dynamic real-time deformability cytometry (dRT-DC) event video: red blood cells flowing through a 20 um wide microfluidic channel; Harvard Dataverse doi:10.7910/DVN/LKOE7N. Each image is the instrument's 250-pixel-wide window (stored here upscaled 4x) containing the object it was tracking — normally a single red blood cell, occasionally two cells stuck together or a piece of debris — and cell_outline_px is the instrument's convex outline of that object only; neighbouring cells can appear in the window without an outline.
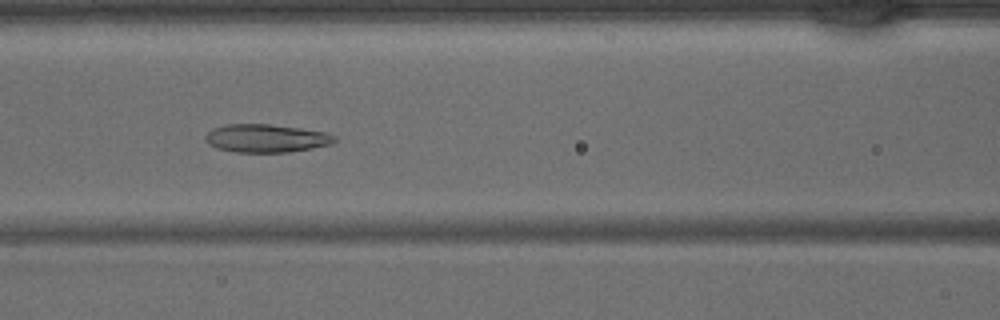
{"species": "common noctule bat (a hibernating species)", "species_latin": "Nyctalus noctula", "temperature_condition": "warm", "stored_images_in_passage": 36, "camera_frame_rate_fps": 3000, "um_per_image_px": 0.085, "animal": {"sex": "male", "body_mass_g": 15.6}, "frame": {"image": 1, "passage_image": 17, "time_ms": 5.333, "image_size_px": [1000, 320], "cell_outline_px": [[336, 140], [332, 144], [312, 148], [288, 152], [236, 152], [216, 148], [208, 144], [204, 140], [204, 136], [212, 128], [224, 124], [268, 124], [300, 128], [328, 132], [336, 136]], "centroid_in_image_um": [22.61, 11.75], "position_along_channel_um": 144.0, "area_um2": 21.39}}
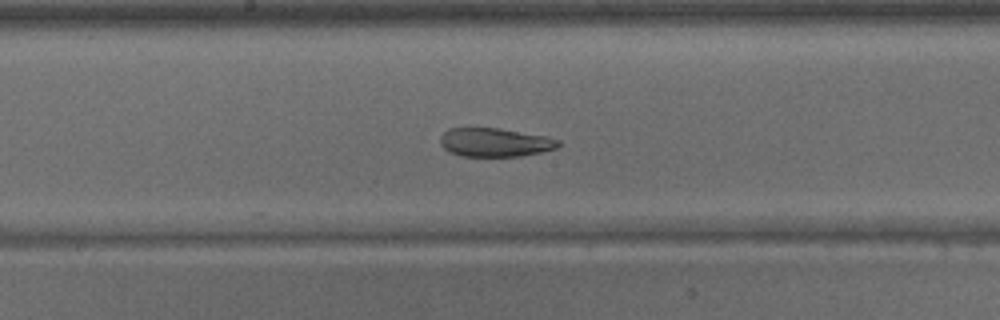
{"frame": {"image": 2, "passage_image": 21, "time_ms": 6.667, "image_size_px": [1000, 320], "cell_outline_px": [[560, 144], [556, 148], [540, 152], [520, 156], [460, 156], [444, 148], [440, 144], [440, 136], [448, 128], [500, 128], [548, 136], [560, 140]], "centroid_in_image_um": [42.08, 12.09], "position_along_channel_um": 206.1, "area_um2": 19.77}}
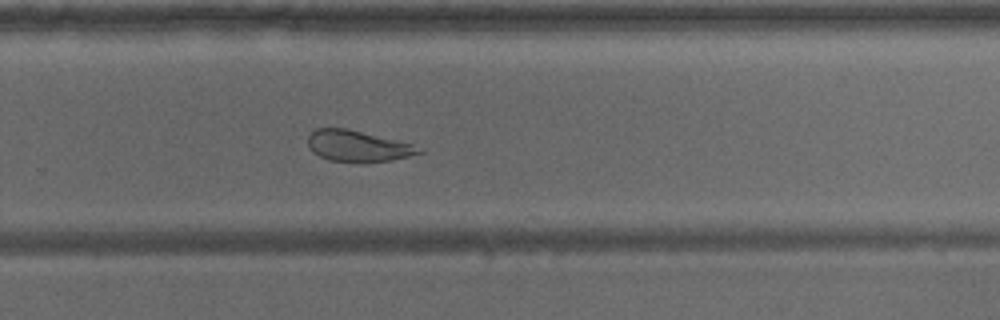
{"frame": {"image": 3, "passage_image": 27, "time_ms": 8.667, "image_size_px": [1000, 320], "cell_outline_px": [[424, 152], [392, 160], [328, 160], [312, 152], [308, 148], [308, 136], [316, 128], [348, 128], [412, 144], [424, 148]], "centroid_in_image_um": [30.4, 12.38], "position_along_channel_um": 299.4, "area_um2": 19.65}}